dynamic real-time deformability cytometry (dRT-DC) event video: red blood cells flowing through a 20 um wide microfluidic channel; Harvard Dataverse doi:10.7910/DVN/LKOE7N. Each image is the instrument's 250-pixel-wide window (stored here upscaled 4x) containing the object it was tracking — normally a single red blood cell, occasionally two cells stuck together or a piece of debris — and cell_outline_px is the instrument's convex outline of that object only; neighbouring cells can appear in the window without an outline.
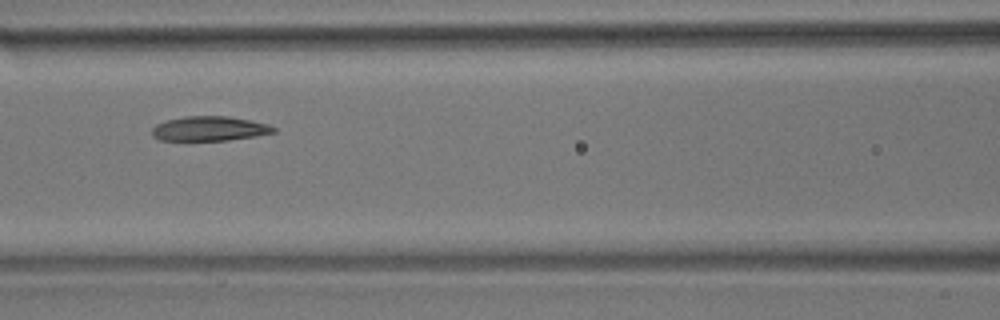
{"species": "common noctule bat (a hibernating species)", "species_latin": "Nyctalus noctula", "temperature_condition": "room temperature", "stored_images_in_passage": 12, "camera_frame_rate_fps": 3000, "um_per_image_px": 0.085, "animal": {"sex": "male", "body_mass_g": 17.9}, "frame": {"image": 1, "passage_image": 6, "time_ms": 6.667, "image_size_px": [1000, 320], "cell_outline_px": [[276, 132], [256, 136], [228, 140], [160, 140], [152, 136], [152, 128], [156, 124], [164, 120], [184, 116], [228, 116], [268, 124], [276, 128]], "centroid_in_image_um": [17.78, 10.93], "position_along_channel_um": 148.8, "area_um2": 17.46}}
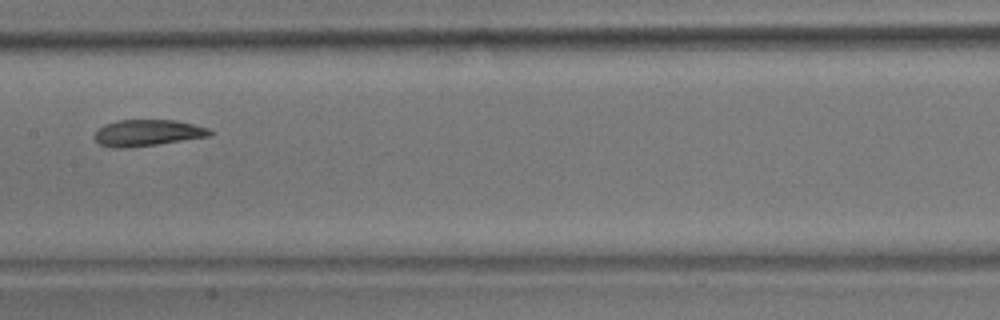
{"frame": {"image": 2, "passage_image": 7, "time_ms": 8.0, "image_size_px": [1000, 320], "cell_outline_px": [[212, 136], [156, 144], [124, 148], [112, 148], [100, 144], [92, 136], [104, 124], [116, 120], [176, 120], [208, 128], [212, 132]], "centroid_in_image_um": [12.51, 11.29], "position_along_channel_um": 194.9, "area_um2": 17.69}}
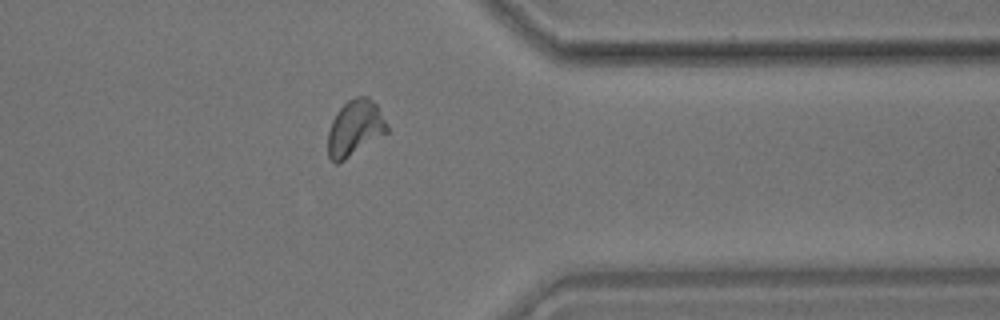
{"frame": {"image": 3, "passage_image": 12, "time_ms": 13.667, "image_size_px": [1000, 320], "cell_outline_px": [[388, 132], [344, 160], [336, 164], [328, 156], [328, 132], [332, 120], [336, 112], [348, 100], [356, 96], [368, 96], [376, 104], [388, 124]], "centroid_in_image_um": [30.17, 10.87], "position_along_channel_um": 381.2, "area_um2": 19.19}, "authors_computed_cell_mechanics": {"area_um2": 18.6116, "velocity_mm_per_s": 3.4649, "shape_relaxation_time_tau1_ms": 4.4199, "shape_relaxation_time_tau2_ms": 1.5981, "deformation_change_tau1": 0.1228, "deformation_change_tau2": 0.0483}}